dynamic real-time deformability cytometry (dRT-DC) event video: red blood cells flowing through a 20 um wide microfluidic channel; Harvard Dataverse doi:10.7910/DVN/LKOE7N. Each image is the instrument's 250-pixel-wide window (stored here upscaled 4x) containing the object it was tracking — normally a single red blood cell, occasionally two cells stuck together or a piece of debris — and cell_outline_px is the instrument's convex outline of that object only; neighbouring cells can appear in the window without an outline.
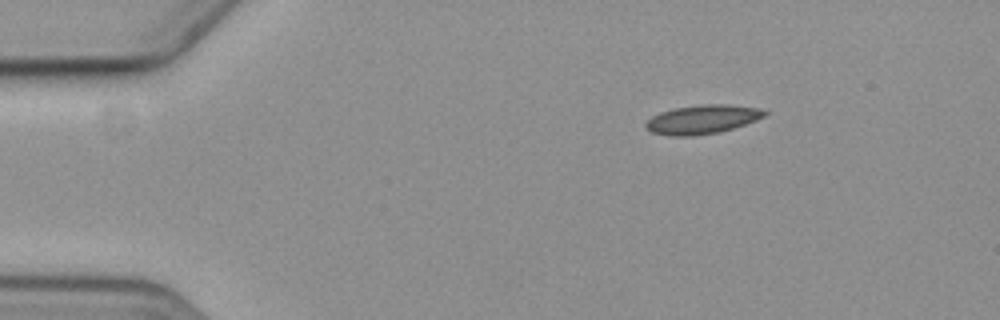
{"species": "common noctule bat (a hibernating species)", "species_latin": "Nyctalus noctula", "temperature_condition": "cold", "stored_images_in_passage": 6, "camera_frame_rate_fps": 3000, "um_per_image_px": 0.085, "animal": {"sex": "female", "body_mass_g": 19.3, "forearm_length_mm": 54.1}, "frame": {"image": 1, "passage_image": 1, "time_ms": 0.0, "image_size_px": [1000, 320], "cell_outline_px": [[768, 112], [764, 116], [756, 120], [720, 132], [692, 136], [668, 136], [652, 132], [644, 124], [652, 116], [660, 112], [676, 108], [700, 104], [728, 104], [760, 108]], "centroid_in_image_um": [59.7, 10.14], "position_along_channel_um": 25.3, "area_um2": 19.94}}
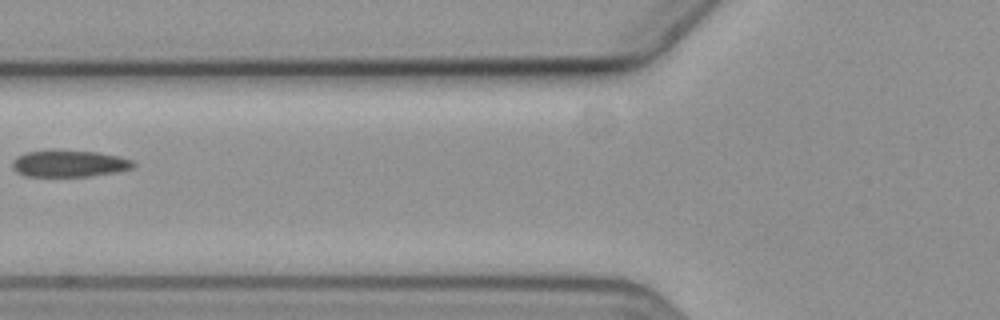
{"frame": {"image": 2, "passage_image": 5, "time_ms": 4.667, "image_size_px": [1000, 320], "cell_outline_px": [[136, 164], [132, 168], [116, 172], [88, 176], [24, 176], [16, 172], [12, 168], [12, 160], [16, 156], [24, 152], [52, 148], [96, 152], [120, 156], [132, 160]], "centroid_in_image_um": [5.82, 13.87], "position_along_channel_um": 120.0, "area_um2": 19.42}}
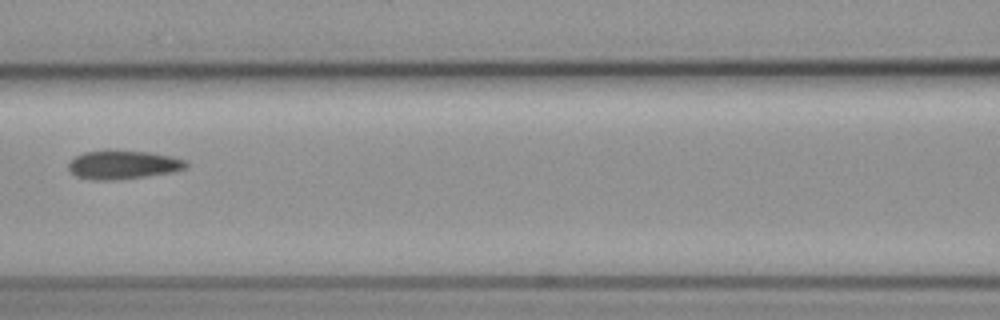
{"frame": {"image": 3, "passage_image": 6, "time_ms": 5.667, "image_size_px": [1000, 320], "cell_outline_px": [[188, 168], [172, 172], [148, 176], [116, 180], [92, 180], [76, 176], [68, 168], [68, 164], [76, 156], [84, 152], [108, 148], [152, 152], [172, 156], [188, 160]], "centroid_in_image_um": [10.5, 13.97], "position_along_channel_um": 156.1, "area_um2": 20.35}}